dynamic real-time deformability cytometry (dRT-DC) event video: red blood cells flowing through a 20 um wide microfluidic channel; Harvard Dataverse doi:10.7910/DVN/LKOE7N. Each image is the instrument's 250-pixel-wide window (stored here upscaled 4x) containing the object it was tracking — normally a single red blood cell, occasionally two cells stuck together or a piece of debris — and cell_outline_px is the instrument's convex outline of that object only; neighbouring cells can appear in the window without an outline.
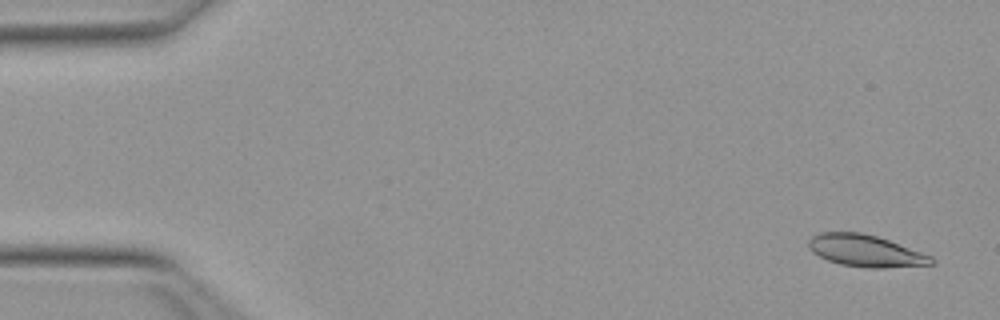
{"species": "Egyptian fruit bat (a non-hibernating species)", "species_latin": "Rousettus aegyptiacus", "temperature_condition": "warm", "stored_images_in_passage": 52, "camera_frame_rate_fps": 3000, "um_per_image_px": 0.085, "animal": {"sex": "female"}, "frame": {"image": 1, "passage_image": 3, "time_ms": 0.667, "image_size_px": [1000, 320], "cell_outline_px": [[936, 264], [884, 268], [868, 268], [840, 264], [828, 260], [820, 256], [808, 244], [808, 240], [812, 236], [820, 232], [860, 232], [876, 236], [888, 240], [932, 256], [936, 260]], "centroid_in_image_um": [73.62, 21.32], "position_along_channel_um": 11.4, "area_um2": 22.6}}
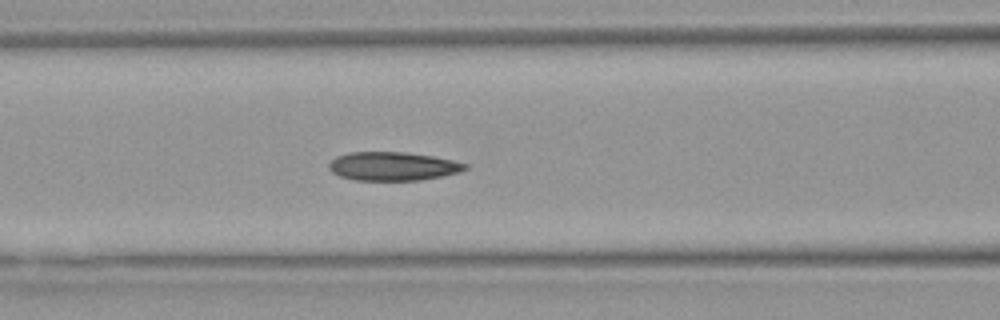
{"frame": {"image": 2, "passage_image": 22, "time_ms": 7.0, "image_size_px": [1000, 320], "cell_outline_px": [[468, 168], [460, 172], [444, 176], [420, 180], [356, 180], [340, 176], [332, 172], [328, 168], [328, 164], [336, 156], [352, 152], [404, 152], [432, 156], [452, 160], [468, 164]], "centroid_in_image_um": [33.41, 14.13], "position_along_channel_um": 133.2, "area_um2": 22.72}}
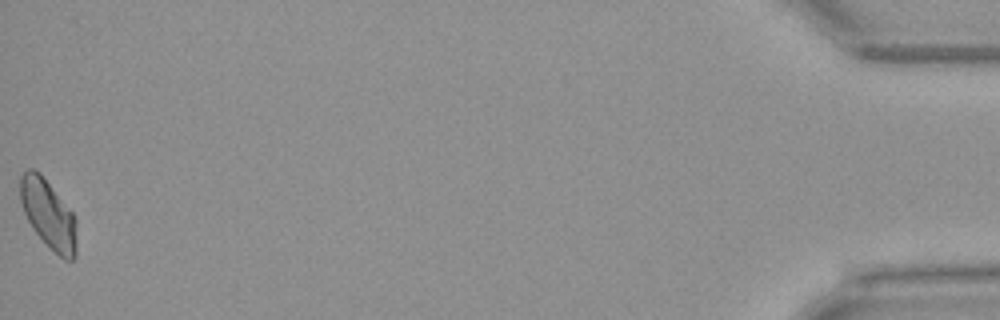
{"frame": {"image": 3, "passage_image": 52, "time_ms": 17.0, "image_size_px": [1000, 320], "cell_outline_px": [[76, 256], [72, 260], [64, 260], [32, 228], [24, 212], [20, 200], [20, 176], [28, 168], [32, 168], [40, 172], [72, 212], [76, 220]], "centroid_in_image_um": [4.11, 18.18], "position_along_channel_um": 431.1, "area_um2": 22.31}, "authors_computed_cell_mechanics": {"area_um2": 22.5131, "velocity_mm_per_s": 3.988, "shape_relaxation_time_tau1_ms": 6.1132, "shape_relaxation_time_tau2_ms": 2.4775, "deformation_change_tau1": 0.1533, "deformation_change_tau2": 0.0694}}